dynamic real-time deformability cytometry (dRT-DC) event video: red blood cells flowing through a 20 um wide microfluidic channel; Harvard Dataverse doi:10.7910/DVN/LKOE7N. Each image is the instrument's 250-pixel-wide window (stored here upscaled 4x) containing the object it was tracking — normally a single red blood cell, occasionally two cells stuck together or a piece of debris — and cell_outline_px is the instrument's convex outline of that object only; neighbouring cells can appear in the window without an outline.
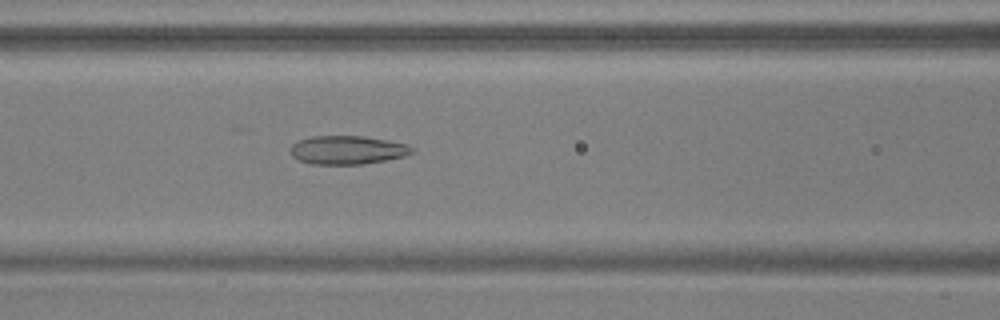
{"species": "common noctule bat (a hibernating species)", "species_latin": "Nyctalus noctula", "temperature_condition": "warm", "stored_images_in_passage": 54, "camera_frame_rate_fps": 3000, "um_per_image_px": 0.085, "animal": {"sex": "male", "body_mass_g": 17.9, "forearm_length_mm": 54.2}, "frame": {"image": 1, "passage_image": 23, "time_ms": 7.333, "image_size_px": [1000, 320], "cell_outline_px": [[416, 152], [404, 156], [384, 160], [360, 164], [312, 164], [300, 160], [292, 156], [292, 144], [300, 140], [312, 136], [364, 136], [388, 140], [408, 144], [416, 148]], "centroid_in_image_um": [29.6, 12.74], "position_along_channel_um": 137.0, "area_um2": 20.17}}
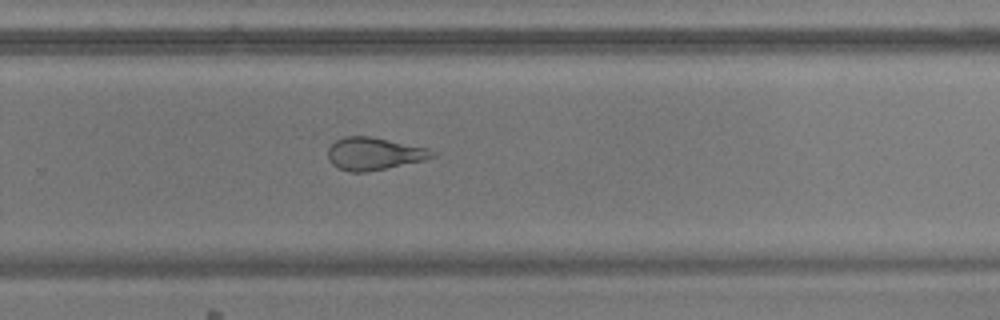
{"frame": {"image": 2, "passage_image": 36, "time_ms": 11.667, "image_size_px": [1000, 320], "cell_outline_px": [[436, 156], [424, 160], [368, 172], [348, 172], [332, 164], [328, 160], [328, 148], [336, 140], [344, 136], [368, 136], [428, 148], [436, 152]], "centroid_in_image_um": [31.78, 13.07], "position_along_channel_um": 298.0, "area_um2": 19.71}}
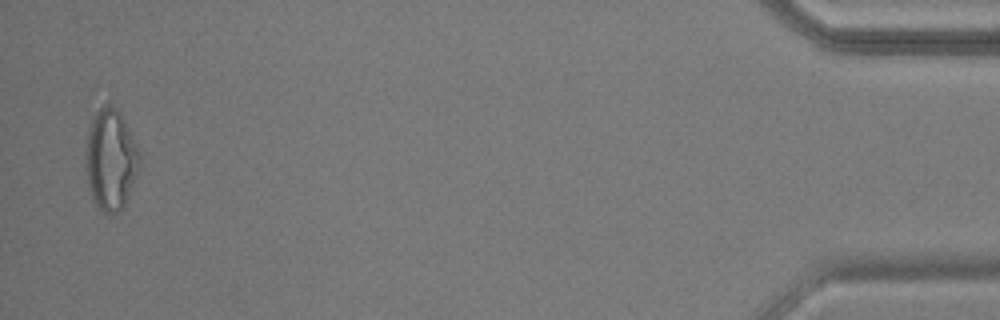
{"frame": {"image": 3, "passage_image": 53, "time_ms": 17.333, "image_size_px": [1000, 320], "cell_outline_px": [[140, 156], [132, 184], [124, 204], [116, 212], [104, 212], [96, 204], [88, 188], [84, 156], [88, 132], [92, 120], [96, 112], [104, 104], [108, 104], [116, 108], [120, 112], [124, 120]], "centroid_in_image_um": [9.35, 13.53], "position_along_channel_um": 425.9, "area_um2": 30.75}, "authors_computed_cell_mechanics": {"area_um2": 25.2008, "velocity_mm_per_s": 3.7229, "shape_relaxation_time_tau1_ms": null, "shape_relaxation_time_tau2_ms": 1.8457, "deformation_change_tau1": null, "deformation_change_tau2": 0.117}}